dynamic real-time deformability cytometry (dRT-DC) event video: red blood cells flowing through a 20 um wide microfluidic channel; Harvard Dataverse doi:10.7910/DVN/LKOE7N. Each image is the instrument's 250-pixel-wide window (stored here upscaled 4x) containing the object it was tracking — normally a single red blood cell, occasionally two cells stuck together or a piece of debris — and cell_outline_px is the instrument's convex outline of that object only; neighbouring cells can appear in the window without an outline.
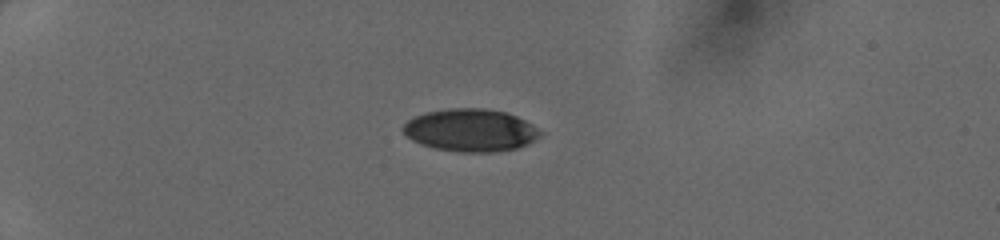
{"species": "human", "species_latin": "Homo sapiens", "temperature_condition": "cold", "stored_images_in_passage": 36, "camera_frame_rate_fps": 3000, "um_per_image_px": 0.085, "donor": {"sex": "female"}, "frame": {"image": 1, "passage_image": 1, "time_ms": 0.0, "image_size_px": [1000, 240], "cell_outline_px": [[544, 132], [540, 136], [528, 144], [516, 148], [496, 152], [460, 152], [436, 148], [420, 144], [412, 140], [400, 128], [408, 120], [416, 116], [428, 112], [448, 108], [488, 108], [508, 112], [532, 124]], "centroid_in_image_um": [40.03, 11.06], "position_along_channel_um": 45.0, "area_um2": 34.16}}
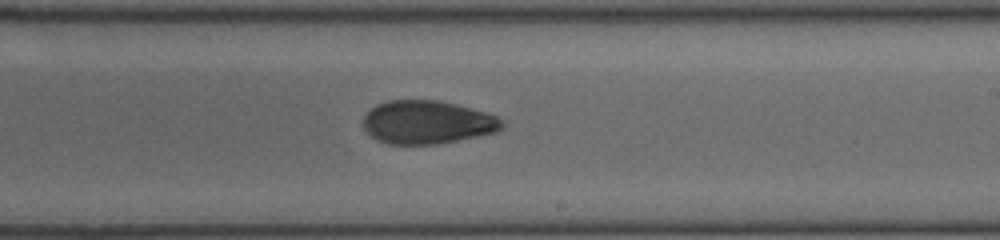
{"frame": {"image": 2, "passage_image": 19, "time_ms": 6.0, "image_size_px": [1000, 240], "cell_outline_px": [[504, 128], [496, 132], [440, 144], [388, 144], [376, 140], [364, 128], [364, 116], [376, 104], [388, 100], [440, 100], [488, 112], [504, 120]], "centroid_in_image_um": [36.35, 10.39], "position_along_channel_um": 252.6, "area_um2": 35.26}}
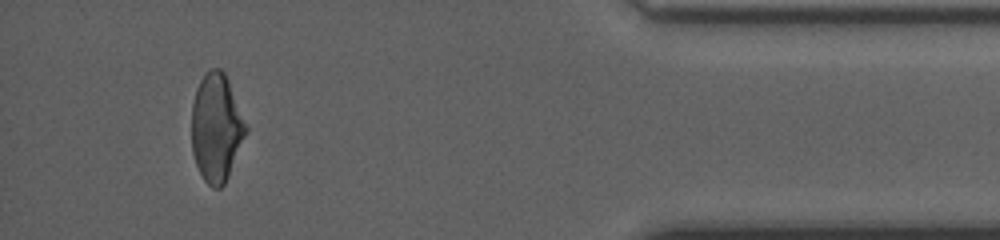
{"frame": {"image": 3, "passage_image": 33, "time_ms": 10.667, "image_size_px": [1000, 240], "cell_outline_px": [[248, 132], [228, 176], [224, 184], [220, 188], [212, 188], [204, 180], [196, 164], [192, 152], [192, 104], [196, 88], [200, 80], [212, 68], [220, 68], [224, 72], [228, 80], [248, 128]], "centroid_in_image_um": [18.39, 10.87], "position_along_channel_um": 416.8, "area_um2": 34.04}}